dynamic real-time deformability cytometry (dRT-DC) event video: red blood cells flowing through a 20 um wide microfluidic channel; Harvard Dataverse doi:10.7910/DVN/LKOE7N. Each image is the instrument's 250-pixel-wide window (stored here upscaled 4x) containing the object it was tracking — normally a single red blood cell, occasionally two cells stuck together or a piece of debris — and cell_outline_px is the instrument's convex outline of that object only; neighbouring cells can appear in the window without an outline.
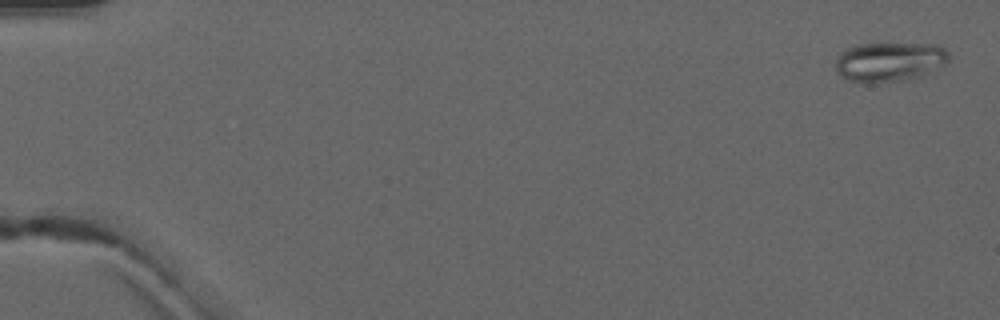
{"species": "common noctule bat (a hibernating species)", "species_latin": "Nyctalus noctula", "temperature_condition": "warm", "stored_images_in_passage": 5, "camera_frame_rate_fps": 3000, "um_per_image_px": 0.085, "animal": {"sex": "male", "forearm_length_mm": 52.5}, "frame": {"image": 1, "passage_image": 1, "time_ms": 0.0, "image_size_px": [1000, 320], "cell_outline_px": [[948, 60], [932, 76], [868, 84], [848, 80], [840, 76], [836, 72], [836, 60], [840, 52], [856, 44], [932, 44], [944, 48], [948, 52]], "centroid_in_image_um": [75.63, 5.28], "position_along_channel_um": 9.4, "area_um2": 26.59}}